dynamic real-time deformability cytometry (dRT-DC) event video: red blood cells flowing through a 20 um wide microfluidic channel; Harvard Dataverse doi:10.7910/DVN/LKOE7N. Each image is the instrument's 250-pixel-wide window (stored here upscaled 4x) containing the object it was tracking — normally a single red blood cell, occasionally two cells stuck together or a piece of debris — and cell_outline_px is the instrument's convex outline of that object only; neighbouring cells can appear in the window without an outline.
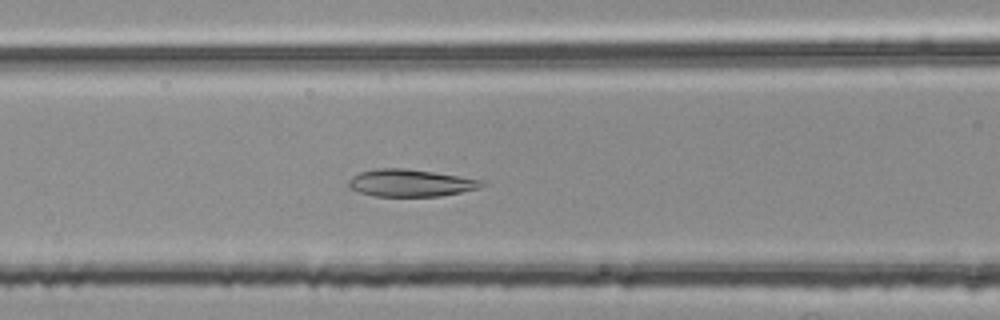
{"species": "common noctule bat (a hibernating species)", "species_latin": "Nyctalus noctula", "temperature_condition": "room temperature", "stored_images_in_passage": 51, "camera_frame_rate_fps": 3000, "um_per_image_px": 0.085, "animal": {"sex": "female", "body_mass_g": 25.1}, "frame": {"image": 1, "passage_image": 22, "time_ms": 7.0, "image_size_px": [1000, 320], "cell_outline_px": [[484, 184], [480, 188], [440, 196], [372, 196], [348, 188], [348, 180], [352, 176], [360, 172], [380, 168], [404, 168], [432, 172], [484, 180]], "centroid_in_image_um": [34.86, 15.55], "position_along_channel_um": 131.7, "area_um2": 21.04}}
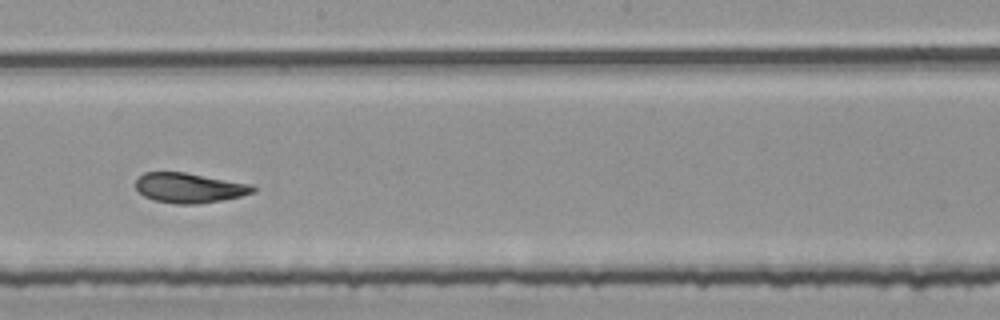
{"frame": {"image": 2, "passage_image": 30, "time_ms": 9.667, "image_size_px": [1000, 320], "cell_outline_px": [[256, 192], [224, 200], [200, 204], [176, 204], [156, 200], [144, 196], [136, 188], [136, 180], [144, 172], [184, 172], [252, 184], [256, 188]], "centroid_in_image_um": [16.13, 15.97], "position_along_channel_um": 232.1, "area_um2": 20.46}}
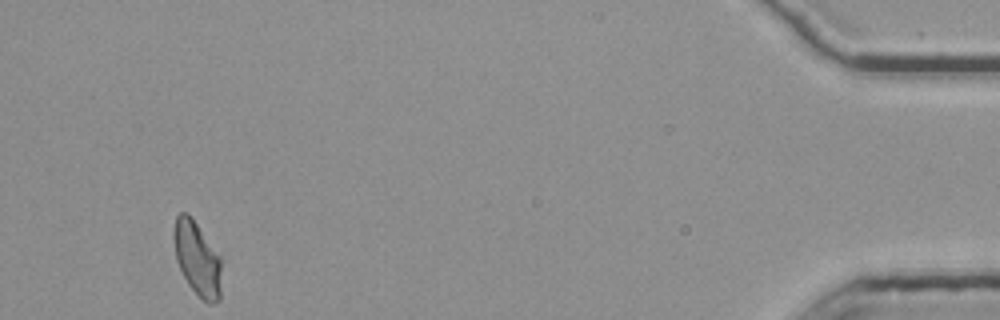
{"frame": {"image": 3, "passage_image": 51, "time_ms": 16.667, "image_size_px": [1000, 320], "cell_outline_px": [[220, 300], [212, 304], [208, 304], [188, 284], [176, 260], [172, 236], [172, 232], [176, 216], [180, 212], [188, 212], [220, 256]], "centroid_in_image_um": [16.73, 21.95], "position_along_channel_um": 418.5, "area_um2": 20.46}, "authors_computed_cell_mechanics": {"area_um2": 21.3282, "velocity_mm_per_s": 3.7863, "shape_relaxation_time_tau1_ms": 6.1991, "shape_relaxation_time_tau2_ms": 2.1421, "deformation_change_tau1": 0.1645, "deformation_change_tau2": 0.0714}}